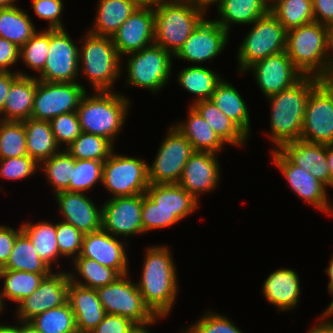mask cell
Wrapping results in <instances>:
<instances>
[{"label":"cell","mask_w":333,"mask_h":333,"mask_svg":"<svg viewBox=\"0 0 333 333\" xmlns=\"http://www.w3.org/2000/svg\"><path fill=\"white\" fill-rule=\"evenodd\" d=\"M142 274L137 287L144 303L155 315L169 316L179 291L177 270L168 246L145 250Z\"/></svg>","instance_id":"6da1fadb"},{"label":"cell","mask_w":333,"mask_h":333,"mask_svg":"<svg viewBox=\"0 0 333 333\" xmlns=\"http://www.w3.org/2000/svg\"><path fill=\"white\" fill-rule=\"evenodd\" d=\"M315 76H303L297 83L266 100L271 105L270 142L275 150L283 144L301 138L306 104L312 89L321 81Z\"/></svg>","instance_id":"7a4b0ae2"},{"label":"cell","mask_w":333,"mask_h":333,"mask_svg":"<svg viewBox=\"0 0 333 333\" xmlns=\"http://www.w3.org/2000/svg\"><path fill=\"white\" fill-rule=\"evenodd\" d=\"M115 91H94L81 98L77 115L82 132L105 137L113 145L125 125L130 100Z\"/></svg>","instance_id":"3957f363"},{"label":"cell","mask_w":333,"mask_h":333,"mask_svg":"<svg viewBox=\"0 0 333 333\" xmlns=\"http://www.w3.org/2000/svg\"><path fill=\"white\" fill-rule=\"evenodd\" d=\"M153 8L154 43L173 56L207 15L205 10L191 0H162Z\"/></svg>","instance_id":"277c9868"},{"label":"cell","mask_w":333,"mask_h":333,"mask_svg":"<svg viewBox=\"0 0 333 333\" xmlns=\"http://www.w3.org/2000/svg\"><path fill=\"white\" fill-rule=\"evenodd\" d=\"M86 33L79 47V75L83 73L94 91H113L123 72L122 58L112 38Z\"/></svg>","instance_id":"5b68a950"},{"label":"cell","mask_w":333,"mask_h":333,"mask_svg":"<svg viewBox=\"0 0 333 333\" xmlns=\"http://www.w3.org/2000/svg\"><path fill=\"white\" fill-rule=\"evenodd\" d=\"M286 52L304 76L328 79L326 25L313 21L288 30Z\"/></svg>","instance_id":"8992f818"},{"label":"cell","mask_w":333,"mask_h":333,"mask_svg":"<svg viewBox=\"0 0 333 333\" xmlns=\"http://www.w3.org/2000/svg\"><path fill=\"white\" fill-rule=\"evenodd\" d=\"M125 72H127L126 87H139L157 93L166 87L170 80L172 58L174 56L153 43L138 52L127 55Z\"/></svg>","instance_id":"52a82bcc"},{"label":"cell","mask_w":333,"mask_h":333,"mask_svg":"<svg viewBox=\"0 0 333 333\" xmlns=\"http://www.w3.org/2000/svg\"><path fill=\"white\" fill-rule=\"evenodd\" d=\"M251 25L237 50L238 72L241 74L253 63L286 51L287 30L271 12Z\"/></svg>","instance_id":"ba28073f"},{"label":"cell","mask_w":333,"mask_h":333,"mask_svg":"<svg viewBox=\"0 0 333 333\" xmlns=\"http://www.w3.org/2000/svg\"><path fill=\"white\" fill-rule=\"evenodd\" d=\"M113 150L104 161L102 186L115 197L145 194L149 186L146 159L117 154Z\"/></svg>","instance_id":"9c48e42d"},{"label":"cell","mask_w":333,"mask_h":333,"mask_svg":"<svg viewBox=\"0 0 333 333\" xmlns=\"http://www.w3.org/2000/svg\"><path fill=\"white\" fill-rule=\"evenodd\" d=\"M128 274L121 275L113 283L96 289L106 314L125 317L135 324L149 322L156 315L144 303L137 284Z\"/></svg>","instance_id":"30bf717a"},{"label":"cell","mask_w":333,"mask_h":333,"mask_svg":"<svg viewBox=\"0 0 333 333\" xmlns=\"http://www.w3.org/2000/svg\"><path fill=\"white\" fill-rule=\"evenodd\" d=\"M318 144H333V79H322L306 104L301 138Z\"/></svg>","instance_id":"8fae6325"},{"label":"cell","mask_w":333,"mask_h":333,"mask_svg":"<svg viewBox=\"0 0 333 333\" xmlns=\"http://www.w3.org/2000/svg\"><path fill=\"white\" fill-rule=\"evenodd\" d=\"M168 128L152 165L147 166L150 184L178 183L185 164L196 152L191 143L173 125Z\"/></svg>","instance_id":"7c38bea8"},{"label":"cell","mask_w":333,"mask_h":333,"mask_svg":"<svg viewBox=\"0 0 333 333\" xmlns=\"http://www.w3.org/2000/svg\"><path fill=\"white\" fill-rule=\"evenodd\" d=\"M86 92L80 82H43L36 79L31 118L50 121L61 114L76 112Z\"/></svg>","instance_id":"4fadbf2b"},{"label":"cell","mask_w":333,"mask_h":333,"mask_svg":"<svg viewBox=\"0 0 333 333\" xmlns=\"http://www.w3.org/2000/svg\"><path fill=\"white\" fill-rule=\"evenodd\" d=\"M67 30L50 29V46L43 71L36 79L43 82H77L79 46Z\"/></svg>","instance_id":"5bb4252c"},{"label":"cell","mask_w":333,"mask_h":333,"mask_svg":"<svg viewBox=\"0 0 333 333\" xmlns=\"http://www.w3.org/2000/svg\"><path fill=\"white\" fill-rule=\"evenodd\" d=\"M274 164L288 182L297 197L315 207L318 211L333 214V203L330 205L327 187L314 178L310 171L293 165L278 149L271 151Z\"/></svg>","instance_id":"9a60e30c"},{"label":"cell","mask_w":333,"mask_h":333,"mask_svg":"<svg viewBox=\"0 0 333 333\" xmlns=\"http://www.w3.org/2000/svg\"><path fill=\"white\" fill-rule=\"evenodd\" d=\"M102 207L101 228L113 236L144 234L142 228V194L115 197L106 200Z\"/></svg>","instance_id":"2e32d148"},{"label":"cell","mask_w":333,"mask_h":333,"mask_svg":"<svg viewBox=\"0 0 333 333\" xmlns=\"http://www.w3.org/2000/svg\"><path fill=\"white\" fill-rule=\"evenodd\" d=\"M252 72L265 98L278 94L297 83L304 75L293 65L286 51L270 55L250 65L244 73Z\"/></svg>","instance_id":"e0dca14e"},{"label":"cell","mask_w":333,"mask_h":333,"mask_svg":"<svg viewBox=\"0 0 333 333\" xmlns=\"http://www.w3.org/2000/svg\"><path fill=\"white\" fill-rule=\"evenodd\" d=\"M228 37L229 33L214 19L204 18L174 57L199 65L211 61L224 51Z\"/></svg>","instance_id":"ac0fdd59"},{"label":"cell","mask_w":333,"mask_h":333,"mask_svg":"<svg viewBox=\"0 0 333 333\" xmlns=\"http://www.w3.org/2000/svg\"><path fill=\"white\" fill-rule=\"evenodd\" d=\"M69 282L68 271H52L45 276L40 286L16 306L18 320L30 321L44 311L64 305L68 299Z\"/></svg>","instance_id":"d6986e66"},{"label":"cell","mask_w":333,"mask_h":333,"mask_svg":"<svg viewBox=\"0 0 333 333\" xmlns=\"http://www.w3.org/2000/svg\"><path fill=\"white\" fill-rule=\"evenodd\" d=\"M155 15L152 6H139L112 36L121 58L150 46L155 40Z\"/></svg>","instance_id":"ffe728a7"},{"label":"cell","mask_w":333,"mask_h":333,"mask_svg":"<svg viewBox=\"0 0 333 333\" xmlns=\"http://www.w3.org/2000/svg\"><path fill=\"white\" fill-rule=\"evenodd\" d=\"M109 234L102 228L83 236L82 248L78 257L95 260L99 264L114 269L120 276L130 274L126 247L128 241Z\"/></svg>","instance_id":"44dd1931"},{"label":"cell","mask_w":333,"mask_h":333,"mask_svg":"<svg viewBox=\"0 0 333 333\" xmlns=\"http://www.w3.org/2000/svg\"><path fill=\"white\" fill-rule=\"evenodd\" d=\"M218 154L194 152L184 166L178 184L199 201V196L212 192L220 183Z\"/></svg>","instance_id":"7402d4cb"},{"label":"cell","mask_w":333,"mask_h":333,"mask_svg":"<svg viewBox=\"0 0 333 333\" xmlns=\"http://www.w3.org/2000/svg\"><path fill=\"white\" fill-rule=\"evenodd\" d=\"M88 195L81 192L61 191L55 193L63 222L73 225L83 234L101 229L102 207L94 204Z\"/></svg>","instance_id":"603a6c76"},{"label":"cell","mask_w":333,"mask_h":333,"mask_svg":"<svg viewBox=\"0 0 333 333\" xmlns=\"http://www.w3.org/2000/svg\"><path fill=\"white\" fill-rule=\"evenodd\" d=\"M293 165L310 171L311 175L330 187V170L327 161V145L298 139L283 144L278 149Z\"/></svg>","instance_id":"cb8c5ba5"},{"label":"cell","mask_w":333,"mask_h":333,"mask_svg":"<svg viewBox=\"0 0 333 333\" xmlns=\"http://www.w3.org/2000/svg\"><path fill=\"white\" fill-rule=\"evenodd\" d=\"M298 273L292 268H279L264 280L262 293L277 311H290L300 301L301 286Z\"/></svg>","instance_id":"d4e9b609"},{"label":"cell","mask_w":333,"mask_h":333,"mask_svg":"<svg viewBox=\"0 0 333 333\" xmlns=\"http://www.w3.org/2000/svg\"><path fill=\"white\" fill-rule=\"evenodd\" d=\"M67 301L75 316L78 333H90L106 315L96 289L82 287L70 281Z\"/></svg>","instance_id":"484cf974"},{"label":"cell","mask_w":333,"mask_h":333,"mask_svg":"<svg viewBox=\"0 0 333 333\" xmlns=\"http://www.w3.org/2000/svg\"><path fill=\"white\" fill-rule=\"evenodd\" d=\"M214 20L228 33L232 24L249 25L270 12L268 0H221Z\"/></svg>","instance_id":"4316f807"},{"label":"cell","mask_w":333,"mask_h":333,"mask_svg":"<svg viewBox=\"0 0 333 333\" xmlns=\"http://www.w3.org/2000/svg\"><path fill=\"white\" fill-rule=\"evenodd\" d=\"M146 194L162 210L174 213L180 221L194 213L200 203L178 183L149 184Z\"/></svg>","instance_id":"83f0119b"},{"label":"cell","mask_w":333,"mask_h":333,"mask_svg":"<svg viewBox=\"0 0 333 333\" xmlns=\"http://www.w3.org/2000/svg\"><path fill=\"white\" fill-rule=\"evenodd\" d=\"M186 121L172 124L193 146L195 151L219 154L227 145L190 105Z\"/></svg>","instance_id":"f1b7e54d"},{"label":"cell","mask_w":333,"mask_h":333,"mask_svg":"<svg viewBox=\"0 0 333 333\" xmlns=\"http://www.w3.org/2000/svg\"><path fill=\"white\" fill-rule=\"evenodd\" d=\"M35 92L36 76H19L7 94L0 120L22 122L31 118Z\"/></svg>","instance_id":"f546056e"},{"label":"cell","mask_w":333,"mask_h":333,"mask_svg":"<svg viewBox=\"0 0 333 333\" xmlns=\"http://www.w3.org/2000/svg\"><path fill=\"white\" fill-rule=\"evenodd\" d=\"M139 7L133 0H99L94 27L88 31L93 35L110 37Z\"/></svg>","instance_id":"4dcf8cb0"},{"label":"cell","mask_w":333,"mask_h":333,"mask_svg":"<svg viewBox=\"0 0 333 333\" xmlns=\"http://www.w3.org/2000/svg\"><path fill=\"white\" fill-rule=\"evenodd\" d=\"M210 100L224 115L250 137L251 121L246 102L232 83L222 79L214 90Z\"/></svg>","instance_id":"1f68e13d"},{"label":"cell","mask_w":333,"mask_h":333,"mask_svg":"<svg viewBox=\"0 0 333 333\" xmlns=\"http://www.w3.org/2000/svg\"><path fill=\"white\" fill-rule=\"evenodd\" d=\"M191 106L226 144L236 147L246 146L249 137L224 115L211 100L197 101Z\"/></svg>","instance_id":"d6a6232c"},{"label":"cell","mask_w":333,"mask_h":333,"mask_svg":"<svg viewBox=\"0 0 333 333\" xmlns=\"http://www.w3.org/2000/svg\"><path fill=\"white\" fill-rule=\"evenodd\" d=\"M222 79V76L214 70L201 65L184 67L177 73V81L180 87L195 95L192 104L201 100H210Z\"/></svg>","instance_id":"836d02e7"},{"label":"cell","mask_w":333,"mask_h":333,"mask_svg":"<svg viewBox=\"0 0 333 333\" xmlns=\"http://www.w3.org/2000/svg\"><path fill=\"white\" fill-rule=\"evenodd\" d=\"M24 128L28 156L38 164L61 150L54 139L49 121L29 118L24 121Z\"/></svg>","instance_id":"e575fe53"},{"label":"cell","mask_w":333,"mask_h":333,"mask_svg":"<svg viewBox=\"0 0 333 333\" xmlns=\"http://www.w3.org/2000/svg\"><path fill=\"white\" fill-rule=\"evenodd\" d=\"M31 20L17 4L0 9V38L21 48L37 31Z\"/></svg>","instance_id":"d590c367"},{"label":"cell","mask_w":333,"mask_h":333,"mask_svg":"<svg viewBox=\"0 0 333 333\" xmlns=\"http://www.w3.org/2000/svg\"><path fill=\"white\" fill-rule=\"evenodd\" d=\"M22 226V232L30 239L40 259L53 269L52 265L59 262V254L56 239V223L41 221L36 224L26 221Z\"/></svg>","instance_id":"8d00e7d4"},{"label":"cell","mask_w":333,"mask_h":333,"mask_svg":"<svg viewBox=\"0 0 333 333\" xmlns=\"http://www.w3.org/2000/svg\"><path fill=\"white\" fill-rule=\"evenodd\" d=\"M72 262L75 271L68 272L70 281L82 287L97 289L120 277L114 269L86 257H76Z\"/></svg>","instance_id":"74e56055"},{"label":"cell","mask_w":333,"mask_h":333,"mask_svg":"<svg viewBox=\"0 0 333 333\" xmlns=\"http://www.w3.org/2000/svg\"><path fill=\"white\" fill-rule=\"evenodd\" d=\"M49 274L30 273L21 270L0 269V279H3L1 296L3 302L9 299L17 305L31 295ZM5 297V298H4Z\"/></svg>","instance_id":"f35d334b"},{"label":"cell","mask_w":333,"mask_h":333,"mask_svg":"<svg viewBox=\"0 0 333 333\" xmlns=\"http://www.w3.org/2000/svg\"><path fill=\"white\" fill-rule=\"evenodd\" d=\"M2 269L37 274H50L53 271L47 263L40 259L30 239L23 232L17 236L7 264Z\"/></svg>","instance_id":"ab89813d"},{"label":"cell","mask_w":333,"mask_h":333,"mask_svg":"<svg viewBox=\"0 0 333 333\" xmlns=\"http://www.w3.org/2000/svg\"><path fill=\"white\" fill-rule=\"evenodd\" d=\"M270 12L287 31L314 21L312 0H276Z\"/></svg>","instance_id":"60d3db41"},{"label":"cell","mask_w":333,"mask_h":333,"mask_svg":"<svg viewBox=\"0 0 333 333\" xmlns=\"http://www.w3.org/2000/svg\"><path fill=\"white\" fill-rule=\"evenodd\" d=\"M75 167V158L67 151L61 149L57 154L39 163L43 174L55 193L70 191V179H72V169Z\"/></svg>","instance_id":"b9f144b4"},{"label":"cell","mask_w":333,"mask_h":333,"mask_svg":"<svg viewBox=\"0 0 333 333\" xmlns=\"http://www.w3.org/2000/svg\"><path fill=\"white\" fill-rule=\"evenodd\" d=\"M114 146L105 137L82 132L66 149L76 160L105 161Z\"/></svg>","instance_id":"7bdbcfd3"},{"label":"cell","mask_w":333,"mask_h":333,"mask_svg":"<svg viewBox=\"0 0 333 333\" xmlns=\"http://www.w3.org/2000/svg\"><path fill=\"white\" fill-rule=\"evenodd\" d=\"M41 333H78L75 316L68 301L30 320Z\"/></svg>","instance_id":"ee69618b"},{"label":"cell","mask_w":333,"mask_h":333,"mask_svg":"<svg viewBox=\"0 0 333 333\" xmlns=\"http://www.w3.org/2000/svg\"><path fill=\"white\" fill-rule=\"evenodd\" d=\"M28 156L24 121L0 120V159Z\"/></svg>","instance_id":"f6af8a7d"},{"label":"cell","mask_w":333,"mask_h":333,"mask_svg":"<svg viewBox=\"0 0 333 333\" xmlns=\"http://www.w3.org/2000/svg\"><path fill=\"white\" fill-rule=\"evenodd\" d=\"M50 46V29L37 32L20 48V60L27 68L40 74L46 63Z\"/></svg>","instance_id":"bcb514c9"},{"label":"cell","mask_w":333,"mask_h":333,"mask_svg":"<svg viewBox=\"0 0 333 333\" xmlns=\"http://www.w3.org/2000/svg\"><path fill=\"white\" fill-rule=\"evenodd\" d=\"M104 161L98 160H76L72 169V179H70L71 192L90 191L98 182L102 183Z\"/></svg>","instance_id":"7dc6e473"},{"label":"cell","mask_w":333,"mask_h":333,"mask_svg":"<svg viewBox=\"0 0 333 333\" xmlns=\"http://www.w3.org/2000/svg\"><path fill=\"white\" fill-rule=\"evenodd\" d=\"M142 228L147 233L180 222L174 213L162 210L146 193L142 194Z\"/></svg>","instance_id":"c3c4849f"},{"label":"cell","mask_w":333,"mask_h":333,"mask_svg":"<svg viewBox=\"0 0 333 333\" xmlns=\"http://www.w3.org/2000/svg\"><path fill=\"white\" fill-rule=\"evenodd\" d=\"M49 122L57 145L65 147L62 149H66L82 133L77 112L61 114Z\"/></svg>","instance_id":"681fc988"},{"label":"cell","mask_w":333,"mask_h":333,"mask_svg":"<svg viewBox=\"0 0 333 333\" xmlns=\"http://www.w3.org/2000/svg\"><path fill=\"white\" fill-rule=\"evenodd\" d=\"M181 333H243L228 317L211 311L205 312Z\"/></svg>","instance_id":"f907efd6"},{"label":"cell","mask_w":333,"mask_h":333,"mask_svg":"<svg viewBox=\"0 0 333 333\" xmlns=\"http://www.w3.org/2000/svg\"><path fill=\"white\" fill-rule=\"evenodd\" d=\"M84 234L73 225L58 221L56 223V239L59 254L62 257H73L74 260L80 255Z\"/></svg>","instance_id":"816d5d0a"},{"label":"cell","mask_w":333,"mask_h":333,"mask_svg":"<svg viewBox=\"0 0 333 333\" xmlns=\"http://www.w3.org/2000/svg\"><path fill=\"white\" fill-rule=\"evenodd\" d=\"M39 164L29 156L0 159V178L9 180L26 179L37 172Z\"/></svg>","instance_id":"f5cc1de1"},{"label":"cell","mask_w":333,"mask_h":333,"mask_svg":"<svg viewBox=\"0 0 333 333\" xmlns=\"http://www.w3.org/2000/svg\"><path fill=\"white\" fill-rule=\"evenodd\" d=\"M35 15L48 21L47 29H64L62 22L63 0H32Z\"/></svg>","instance_id":"db71d44e"},{"label":"cell","mask_w":333,"mask_h":333,"mask_svg":"<svg viewBox=\"0 0 333 333\" xmlns=\"http://www.w3.org/2000/svg\"><path fill=\"white\" fill-rule=\"evenodd\" d=\"M135 325L131 320L113 314H106L104 319L90 333H129Z\"/></svg>","instance_id":"11a10c76"},{"label":"cell","mask_w":333,"mask_h":333,"mask_svg":"<svg viewBox=\"0 0 333 333\" xmlns=\"http://www.w3.org/2000/svg\"><path fill=\"white\" fill-rule=\"evenodd\" d=\"M21 232L22 226L15 230L10 226L0 225V269L7 264L14 242Z\"/></svg>","instance_id":"9f6ffc18"},{"label":"cell","mask_w":333,"mask_h":333,"mask_svg":"<svg viewBox=\"0 0 333 333\" xmlns=\"http://www.w3.org/2000/svg\"><path fill=\"white\" fill-rule=\"evenodd\" d=\"M19 60L20 48L14 43L0 38V72H13L12 66H15Z\"/></svg>","instance_id":"6f0895ef"},{"label":"cell","mask_w":333,"mask_h":333,"mask_svg":"<svg viewBox=\"0 0 333 333\" xmlns=\"http://www.w3.org/2000/svg\"><path fill=\"white\" fill-rule=\"evenodd\" d=\"M314 21L323 25L333 23V0H312Z\"/></svg>","instance_id":"680465c9"},{"label":"cell","mask_w":333,"mask_h":333,"mask_svg":"<svg viewBox=\"0 0 333 333\" xmlns=\"http://www.w3.org/2000/svg\"><path fill=\"white\" fill-rule=\"evenodd\" d=\"M19 76H30L24 71H15V72H0V114L3 112V108L6 102L7 94L11 88L12 83Z\"/></svg>","instance_id":"91938a15"},{"label":"cell","mask_w":333,"mask_h":333,"mask_svg":"<svg viewBox=\"0 0 333 333\" xmlns=\"http://www.w3.org/2000/svg\"><path fill=\"white\" fill-rule=\"evenodd\" d=\"M326 44L328 59V79H333V23L326 25Z\"/></svg>","instance_id":"94428289"},{"label":"cell","mask_w":333,"mask_h":333,"mask_svg":"<svg viewBox=\"0 0 333 333\" xmlns=\"http://www.w3.org/2000/svg\"><path fill=\"white\" fill-rule=\"evenodd\" d=\"M320 323L310 328L307 333H333V320L325 318L322 314L320 315Z\"/></svg>","instance_id":"6125c7cd"},{"label":"cell","mask_w":333,"mask_h":333,"mask_svg":"<svg viewBox=\"0 0 333 333\" xmlns=\"http://www.w3.org/2000/svg\"><path fill=\"white\" fill-rule=\"evenodd\" d=\"M167 318V316L165 315H156L152 320H150L149 322L146 323H142V324H135L129 333H150V331L147 329L150 325L154 324L155 322H157V320L161 319V318Z\"/></svg>","instance_id":"be15d7a7"},{"label":"cell","mask_w":333,"mask_h":333,"mask_svg":"<svg viewBox=\"0 0 333 333\" xmlns=\"http://www.w3.org/2000/svg\"><path fill=\"white\" fill-rule=\"evenodd\" d=\"M16 325L17 333H41L31 321L18 320Z\"/></svg>","instance_id":"e7e4bbea"},{"label":"cell","mask_w":333,"mask_h":333,"mask_svg":"<svg viewBox=\"0 0 333 333\" xmlns=\"http://www.w3.org/2000/svg\"><path fill=\"white\" fill-rule=\"evenodd\" d=\"M327 161L330 170V187L333 189V144H327Z\"/></svg>","instance_id":"03108f58"},{"label":"cell","mask_w":333,"mask_h":333,"mask_svg":"<svg viewBox=\"0 0 333 333\" xmlns=\"http://www.w3.org/2000/svg\"><path fill=\"white\" fill-rule=\"evenodd\" d=\"M327 276L329 277L328 291L330 295L333 294V253L331 254V259L329 261L328 267L325 269Z\"/></svg>","instance_id":"003e7915"},{"label":"cell","mask_w":333,"mask_h":333,"mask_svg":"<svg viewBox=\"0 0 333 333\" xmlns=\"http://www.w3.org/2000/svg\"><path fill=\"white\" fill-rule=\"evenodd\" d=\"M195 5L202 8L206 12L208 11L207 8L212 6L213 4H218L221 0H191Z\"/></svg>","instance_id":"a7ac6f4b"},{"label":"cell","mask_w":333,"mask_h":333,"mask_svg":"<svg viewBox=\"0 0 333 333\" xmlns=\"http://www.w3.org/2000/svg\"><path fill=\"white\" fill-rule=\"evenodd\" d=\"M135 1L139 6H152L154 7L162 0H133Z\"/></svg>","instance_id":"89a4df30"},{"label":"cell","mask_w":333,"mask_h":333,"mask_svg":"<svg viewBox=\"0 0 333 333\" xmlns=\"http://www.w3.org/2000/svg\"><path fill=\"white\" fill-rule=\"evenodd\" d=\"M0 333H17L16 326L0 324Z\"/></svg>","instance_id":"2644e50d"},{"label":"cell","mask_w":333,"mask_h":333,"mask_svg":"<svg viewBox=\"0 0 333 333\" xmlns=\"http://www.w3.org/2000/svg\"><path fill=\"white\" fill-rule=\"evenodd\" d=\"M331 297H333V294L331 295ZM322 315L325 318H329V319L333 316V300L330 301L328 307L325 309V311L322 313Z\"/></svg>","instance_id":"8c879c8a"},{"label":"cell","mask_w":333,"mask_h":333,"mask_svg":"<svg viewBox=\"0 0 333 333\" xmlns=\"http://www.w3.org/2000/svg\"><path fill=\"white\" fill-rule=\"evenodd\" d=\"M18 2V0H0V9H5L13 6Z\"/></svg>","instance_id":"753ad0ef"},{"label":"cell","mask_w":333,"mask_h":333,"mask_svg":"<svg viewBox=\"0 0 333 333\" xmlns=\"http://www.w3.org/2000/svg\"><path fill=\"white\" fill-rule=\"evenodd\" d=\"M0 292H1V290H0ZM6 305L7 304L5 302H3V299H2V296H1V293H0V314L5 310L4 308H5Z\"/></svg>","instance_id":"34e18365"},{"label":"cell","mask_w":333,"mask_h":333,"mask_svg":"<svg viewBox=\"0 0 333 333\" xmlns=\"http://www.w3.org/2000/svg\"><path fill=\"white\" fill-rule=\"evenodd\" d=\"M274 1H276V0H268L269 5H271Z\"/></svg>","instance_id":"11e5206c"}]
</instances>
